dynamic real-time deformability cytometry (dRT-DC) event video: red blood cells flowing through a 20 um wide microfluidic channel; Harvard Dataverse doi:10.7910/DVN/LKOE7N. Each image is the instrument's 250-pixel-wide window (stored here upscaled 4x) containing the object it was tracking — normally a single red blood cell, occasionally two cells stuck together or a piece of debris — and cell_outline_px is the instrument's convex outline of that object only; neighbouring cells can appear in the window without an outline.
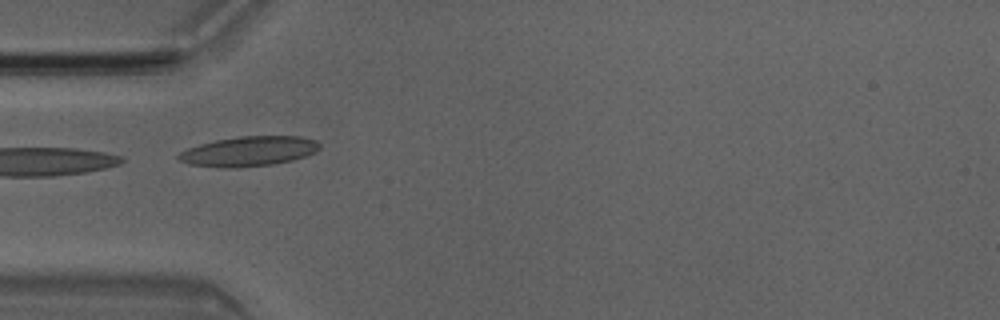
{"species": "Egyptian fruit bat (a non-hibernating species)", "species_latin": "Rousettus aegyptiacus", "temperature_condition": "room temperature", "stored_images_in_passage": 6, "camera_frame_rate_fps": 3000, "um_per_image_px": 0.085, "animal": {"sex": "male"}, "frame": {"image": 1, "passage_image": 4, "time_ms": 1.0, "image_size_px": [1000, 320], "cell_outline_px": [[320, 148], [316, 152], [292, 160], [272, 164], [236, 168], [224, 168], [188, 164], [176, 160], [176, 156], [180, 152], [188, 148], [200, 144], [216, 140], [240, 136], [300, 136], [316, 140], [320, 144]], "centroid_in_image_um": [21.12, 12.86], "position_along_channel_um": 63.9, "area_um2": 24.62}}